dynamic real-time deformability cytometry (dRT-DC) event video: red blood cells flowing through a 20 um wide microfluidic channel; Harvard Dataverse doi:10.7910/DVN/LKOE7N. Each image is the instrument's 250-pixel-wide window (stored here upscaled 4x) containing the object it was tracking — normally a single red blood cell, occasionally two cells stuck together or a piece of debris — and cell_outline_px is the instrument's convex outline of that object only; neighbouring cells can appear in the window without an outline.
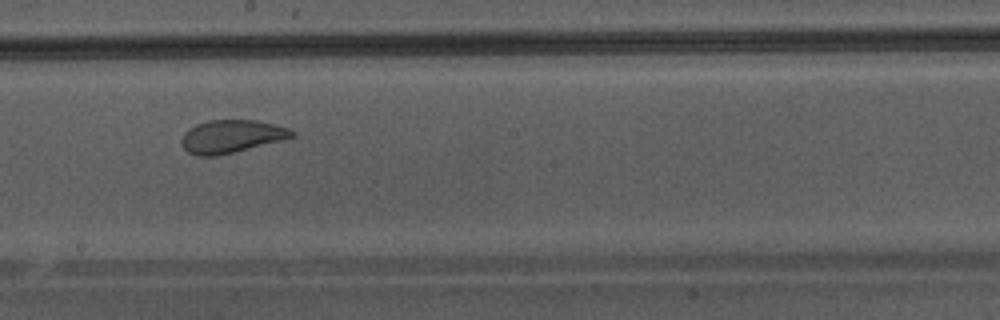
{"species": "Egyptian fruit bat (a non-hibernating species)", "species_latin": "Rousettus aegyptiacus", "temperature_condition": "warm", "stored_images_in_passage": 33, "camera_frame_rate_fps": 3000, "um_per_image_px": 0.085, "animal": {"sex": "male"}, "frame": {"image": 1, "passage_image": 19, "time_ms": 6.0, "image_size_px": [1000, 320], "cell_outline_px": [[296, 136], [284, 140], [216, 156], [196, 156], [188, 152], [180, 144], [180, 140], [184, 132], [188, 128], [196, 124], [208, 120], [256, 120], [276, 124], [288, 128], [296, 132]], "centroid_in_image_um": [19.67, 11.59], "position_along_channel_um": 228.5, "area_um2": 21.44}}